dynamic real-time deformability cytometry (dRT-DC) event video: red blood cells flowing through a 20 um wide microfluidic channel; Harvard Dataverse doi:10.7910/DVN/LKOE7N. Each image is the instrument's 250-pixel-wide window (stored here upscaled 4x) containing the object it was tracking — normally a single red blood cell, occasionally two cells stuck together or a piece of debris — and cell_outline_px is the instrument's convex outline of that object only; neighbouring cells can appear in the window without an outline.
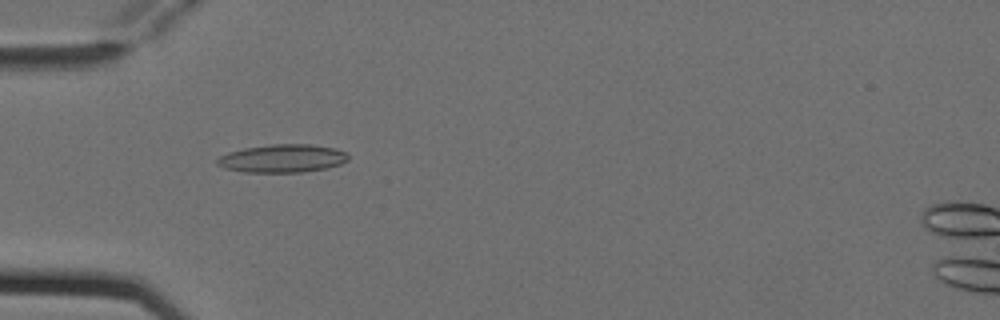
{"species": "Egyptian fruit bat (a non-hibernating species)", "species_latin": "Rousettus aegyptiacus", "temperature_condition": "cold", "stored_images_in_passage": 2, "camera_frame_rate_fps": 3000, "um_per_image_px": 0.085, "animal": {"sex": "female"}, "frame": {"image": 1, "passage_image": 2, "time_ms": 0.333, "image_size_px": [1000, 320], "cell_outline_px": [[348, 160], [340, 164], [324, 168], [300, 172], [244, 172], [224, 168], [216, 164], [216, 160], [220, 156], [228, 152], [244, 148], [272, 144], [312, 144], [332, 148], [348, 152]], "centroid_in_image_um": [23.99, 13.46], "position_along_channel_um": 61.0, "area_um2": 21.39}}